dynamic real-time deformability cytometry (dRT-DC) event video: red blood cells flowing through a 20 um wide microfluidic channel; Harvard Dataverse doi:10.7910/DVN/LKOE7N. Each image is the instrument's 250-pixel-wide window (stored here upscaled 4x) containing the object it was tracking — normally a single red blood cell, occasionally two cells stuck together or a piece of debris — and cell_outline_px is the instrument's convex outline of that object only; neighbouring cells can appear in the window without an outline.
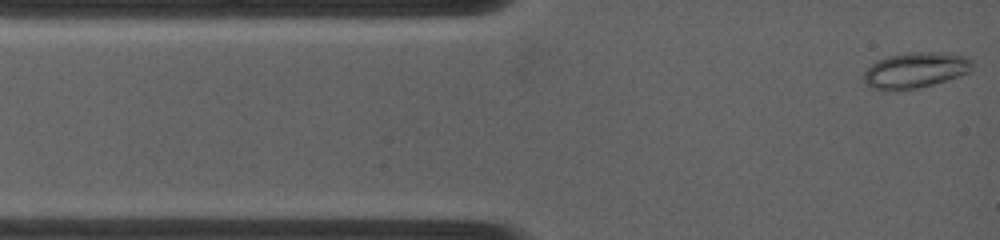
{"species": "common noctule bat (a hibernating species)", "species_latin": "Nyctalus noctula", "temperature_condition": "warm", "stored_images_in_passage": 9, "camera_frame_rate_fps": 4500, "um_per_image_px": 0.085, "animal": {"sex": "female", "body_mass_g": 19.0, "forearm_length_mm": 53.3}, "frame": {"image": 1, "passage_image": 1, "time_ms": 0.0, "image_size_px": [1000, 240], "cell_outline_px": [[972, 68], [968, 72], [960, 76], [932, 84], [916, 88], [896, 92], [888, 92], [872, 88], [864, 84], [864, 72], [876, 60], [888, 56], [908, 52], [944, 52], [964, 56], [972, 60]], "centroid_in_image_um": [77.76, 5.98], "position_along_channel_um": 7.2, "area_um2": 22.89}}